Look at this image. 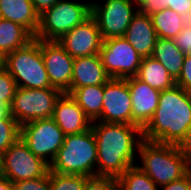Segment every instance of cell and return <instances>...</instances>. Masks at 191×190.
Returning a JSON list of instances; mask_svg holds the SVG:
<instances>
[{
  "instance_id": "cell-3",
  "label": "cell",
  "mask_w": 191,
  "mask_h": 190,
  "mask_svg": "<svg viewBox=\"0 0 191 190\" xmlns=\"http://www.w3.org/2000/svg\"><path fill=\"white\" fill-rule=\"evenodd\" d=\"M138 164L161 187L185 177L191 170V149L143 139L138 149ZM139 160H141L139 162Z\"/></svg>"
},
{
  "instance_id": "cell-26",
  "label": "cell",
  "mask_w": 191,
  "mask_h": 190,
  "mask_svg": "<svg viewBox=\"0 0 191 190\" xmlns=\"http://www.w3.org/2000/svg\"><path fill=\"white\" fill-rule=\"evenodd\" d=\"M138 8L140 12L150 16L165 8H170L181 16L191 11V0H141Z\"/></svg>"
},
{
  "instance_id": "cell-33",
  "label": "cell",
  "mask_w": 191,
  "mask_h": 190,
  "mask_svg": "<svg viewBox=\"0 0 191 190\" xmlns=\"http://www.w3.org/2000/svg\"><path fill=\"white\" fill-rule=\"evenodd\" d=\"M173 40L181 52L185 55L191 54V27L184 26Z\"/></svg>"
},
{
  "instance_id": "cell-2",
  "label": "cell",
  "mask_w": 191,
  "mask_h": 190,
  "mask_svg": "<svg viewBox=\"0 0 191 190\" xmlns=\"http://www.w3.org/2000/svg\"><path fill=\"white\" fill-rule=\"evenodd\" d=\"M142 131L145 140L191 149V93L178 85L161 91L158 107Z\"/></svg>"
},
{
  "instance_id": "cell-4",
  "label": "cell",
  "mask_w": 191,
  "mask_h": 190,
  "mask_svg": "<svg viewBox=\"0 0 191 190\" xmlns=\"http://www.w3.org/2000/svg\"><path fill=\"white\" fill-rule=\"evenodd\" d=\"M97 146L92 129L66 135L50 164V171L60 174L97 176Z\"/></svg>"
},
{
  "instance_id": "cell-38",
  "label": "cell",
  "mask_w": 191,
  "mask_h": 190,
  "mask_svg": "<svg viewBox=\"0 0 191 190\" xmlns=\"http://www.w3.org/2000/svg\"><path fill=\"white\" fill-rule=\"evenodd\" d=\"M9 114V108L4 103H0V117L8 116Z\"/></svg>"
},
{
  "instance_id": "cell-32",
  "label": "cell",
  "mask_w": 191,
  "mask_h": 190,
  "mask_svg": "<svg viewBox=\"0 0 191 190\" xmlns=\"http://www.w3.org/2000/svg\"><path fill=\"white\" fill-rule=\"evenodd\" d=\"M176 85L191 93V54L185 56L182 71L176 80Z\"/></svg>"
},
{
  "instance_id": "cell-24",
  "label": "cell",
  "mask_w": 191,
  "mask_h": 190,
  "mask_svg": "<svg viewBox=\"0 0 191 190\" xmlns=\"http://www.w3.org/2000/svg\"><path fill=\"white\" fill-rule=\"evenodd\" d=\"M151 18L159 38L174 39L184 27L181 16L170 8L153 13Z\"/></svg>"
},
{
  "instance_id": "cell-37",
  "label": "cell",
  "mask_w": 191,
  "mask_h": 190,
  "mask_svg": "<svg viewBox=\"0 0 191 190\" xmlns=\"http://www.w3.org/2000/svg\"><path fill=\"white\" fill-rule=\"evenodd\" d=\"M181 20L184 26L191 27V11L181 15Z\"/></svg>"
},
{
  "instance_id": "cell-34",
  "label": "cell",
  "mask_w": 191,
  "mask_h": 190,
  "mask_svg": "<svg viewBox=\"0 0 191 190\" xmlns=\"http://www.w3.org/2000/svg\"><path fill=\"white\" fill-rule=\"evenodd\" d=\"M159 190H191V171L182 179L159 187Z\"/></svg>"
},
{
  "instance_id": "cell-1",
  "label": "cell",
  "mask_w": 191,
  "mask_h": 190,
  "mask_svg": "<svg viewBox=\"0 0 191 190\" xmlns=\"http://www.w3.org/2000/svg\"><path fill=\"white\" fill-rule=\"evenodd\" d=\"M91 129L97 146V176H121L136 165L138 149L143 140L137 125L93 121Z\"/></svg>"
},
{
  "instance_id": "cell-31",
  "label": "cell",
  "mask_w": 191,
  "mask_h": 190,
  "mask_svg": "<svg viewBox=\"0 0 191 190\" xmlns=\"http://www.w3.org/2000/svg\"><path fill=\"white\" fill-rule=\"evenodd\" d=\"M15 190H50L49 173L46 176L14 182Z\"/></svg>"
},
{
  "instance_id": "cell-13",
  "label": "cell",
  "mask_w": 191,
  "mask_h": 190,
  "mask_svg": "<svg viewBox=\"0 0 191 190\" xmlns=\"http://www.w3.org/2000/svg\"><path fill=\"white\" fill-rule=\"evenodd\" d=\"M40 48L51 86L69 94L74 58L57 41L40 40Z\"/></svg>"
},
{
  "instance_id": "cell-5",
  "label": "cell",
  "mask_w": 191,
  "mask_h": 190,
  "mask_svg": "<svg viewBox=\"0 0 191 190\" xmlns=\"http://www.w3.org/2000/svg\"><path fill=\"white\" fill-rule=\"evenodd\" d=\"M4 68L13 77L17 87L53 88L44 65L39 39L34 38L23 47L7 54Z\"/></svg>"
},
{
  "instance_id": "cell-16",
  "label": "cell",
  "mask_w": 191,
  "mask_h": 190,
  "mask_svg": "<svg viewBox=\"0 0 191 190\" xmlns=\"http://www.w3.org/2000/svg\"><path fill=\"white\" fill-rule=\"evenodd\" d=\"M52 119L65 136L82 133L90 129L92 124L83 109L66 93L57 100Z\"/></svg>"
},
{
  "instance_id": "cell-22",
  "label": "cell",
  "mask_w": 191,
  "mask_h": 190,
  "mask_svg": "<svg viewBox=\"0 0 191 190\" xmlns=\"http://www.w3.org/2000/svg\"><path fill=\"white\" fill-rule=\"evenodd\" d=\"M34 36L23 26L0 18V52L6 56L28 44Z\"/></svg>"
},
{
  "instance_id": "cell-35",
  "label": "cell",
  "mask_w": 191,
  "mask_h": 190,
  "mask_svg": "<svg viewBox=\"0 0 191 190\" xmlns=\"http://www.w3.org/2000/svg\"><path fill=\"white\" fill-rule=\"evenodd\" d=\"M35 12L40 16L59 0H31Z\"/></svg>"
},
{
  "instance_id": "cell-29",
  "label": "cell",
  "mask_w": 191,
  "mask_h": 190,
  "mask_svg": "<svg viewBox=\"0 0 191 190\" xmlns=\"http://www.w3.org/2000/svg\"><path fill=\"white\" fill-rule=\"evenodd\" d=\"M17 85L9 72L3 68L0 70V103H4L10 108Z\"/></svg>"
},
{
  "instance_id": "cell-36",
  "label": "cell",
  "mask_w": 191,
  "mask_h": 190,
  "mask_svg": "<svg viewBox=\"0 0 191 190\" xmlns=\"http://www.w3.org/2000/svg\"><path fill=\"white\" fill-rule=\"evenodd\" d=\"M0 190H15L14 184L6 176L0 173Z\"/></svg>"
},
{
  "instance_id": "cell-25",
  "label": "cell",
  "mask_w": 191,
  "mask_h": 190,
  "mask_svg": "<svg viewBox=\"0 0 191 190\" xmlns=\"http://www.w3.org/2000/svg\"><path fill=\"white\" fill-rule=\"evenodd\" d=\"M118 190H159V187L136 165L117 178Z\"/></svg>"
},
{
  "instance_id": "cell-19",
  "label": "cell",
  "mask_w": 191,
  "mask_h": 190,
  "mask_svg": "<svg viewBox=\"0 0 191 190\" xmlns=\"http://www.w3.org/2000/svg\"><path fill=\"white\" fill-rule=\"evenodd\" d=\"M0 18L25 27L33 36L39 27V15L31 0H0Z\"/></svg>"
},
{
  "instance_id": "cell-18",
  "label": "cell",
  "mask_w": 191,
  "mask_h": 190,
  "mask_svg": "<svg viewBox=\"0 0 191 190\" xmlns=\"http://www.w3.org/2000/svg\"><path fill=\"white\" fill-rule=\"evenodd\" d=\"M109 79L110 76L105 71L100 54L76 57L73 62V75L69 95L76 88L104 85Z\"/></svg>"
},
{
  "instance_id": "cell-7",
  "label": "cell",
  "mask_w": 191,
  "mask_h": 190,
  "mask_svg": "<svg viewBox=\"0 0 191 190\" xmlns=\"http://www.w3.org/2000/svg\"><path fill=\"white\" fill-rule=\"evenodd\" d=\"M62 94L56 88L17 87L9 113L20 126L38 119L52 118L55 104Z\"/></svg>"
},
{
  "instance_id": "cell-21",
  "label": "cell",
  "mask_w": 191,
  "mask_h": 190,
  "mask_svg": "<svg viewBox=\"0 0 191 190\" xmlns=\"http://www.w3.org/2000/svg\"><path fill=\"white\" fill-rule=\"evenodd\" d=\"M136 77L160 92L176 85L167 69L152 57L142 58Z\"/></svg>"
},
{
  "instance_id": "cell-15",
  "label": "cell",
  "mask_w": 191,
  "mask_h": 190,
  "mask_svg": "<svg viewBox=\"0 0 191 190\" xmlns=\"http://www.w3.org/2000/svg\"><path fill=\"white\" fill-rule=\"evenodd\" d=\"M125 79L131 94L132 125H137L143 129L152 119L158 107L160 91L153 89L136 76Z\"/></svg>"
},
{
  "instance_id": "cell-12",
  "label": "cell",
  "mask_w": 191,
  "mask_h": 190,
  "mask_svg": "<svg viewBox=\"0 0 191 190\" xmlns=\"http://www.w3.org/2000/svg\"><path fill=\"white\" fill-rule=\"evenodd\" d=\"M96 121L132 125L131 94L126 79L110 78L104 84L102 113Z\"/></svg>"
},
{
  "instance_id": "cell-40",
  "label": "cell",
  "mask_w": 191,
  "mask_h": 190,
  "mask_svg": "<svg viewBox=\"0 0 191 190\" xmlns=\"http://www.w3.org/2000/svg\"><path fill=\"white\" fill-rule=\"evenodd\" d=\"M1 159H2V154L0 153V169H1Z\"/></svg>"
},
{
  "instance_id": "cell-17",
  "label": "cell",
  "mask_w": 191,
  "mask_h": 190,
  "mask_svg": "<svg viewBox=\"0 0 191 190\" xmlns=\"http://www.w3.org/2000/svg\"><path fill=\"white\" fill-rule=\"evenodd\" d=\"M123 37L142 58L151 57L153 48L158 39L151 16L139 10L133 16Z\"/></svg>"
},
{
  "instance_id": "cell-6",
  "label": "cell",
  "mask_w": 191,
  "mask_h": 190,
  "mask_svg": "<svg viewBox=\"0 0 191 190\" xmlns=\"http://www.w3.org/2000/svg\"><path fill=\"white\" fill-rule=\"evenodd\" d=\"M91 15V2L59 0L39 16V27L34 38L57 41Z\"/></svg>"
},
{
  "instance_id": "cell-23",
  "label": "cell",
  "mask_w": 191,
  "mask_h": 190,
  "mask_svg": "<svg viewBox=\"0 0 191 190\" xmlns=\"http://www.w3.org/2000/svg\"><path fill=\"white\" fill-rule=\"evenodd\" d=\"M70 96L83 109L91 122L96 121L102 113L104 85L76 88Z\"/></svg>"
},
{
  "instance_id": "cell-20",
  "label": "cell",
  "mask_w": 191,
  "mask_h": 190,
  "mask_svg": "<svg viewBox=\"0 0 191 190\" xmlns=\"http://www.w3.org/2000/svg\"><path fill=\"white\" fill-rule=\"evenodd\" d=\"M185 54L175 45L173 39L159 38L153 48L151 57L159 61L176 81L182 71Z\"/></svg>"
},
{
  "instance_id": "cell-28",
  "label": "cell",
  "mask_w": 191,
  "mask_h": 190,
  "mask_svg": "<svg viewBox=\"0 0 191 190\" xmlns=\"http://www.w3.org/2000/svg\"><path fill=\"white\" fill-rule=\"evenodd\" d=\"M19 138V123L10 114L0 117V153L3 154Z\"/></svg>"
},
{
  "instance_id": "cell-14",
  "label": "cell",
  "mask_w": 191,
  "mask_h": 190,
  "mask_svg": "<svg viewBox=\"0 0 191 190\" xmlns=\"http://www.w3.org/2000/svg\"><path fill=\"white\" fill-rule=\"evenodd\" d=\"M57 42L72 58H76L99 54L103 39L97 21L91 15Z\"/></svg>"
},
{
  "instance_id": "cell-11",
  "label": "cell",
  "mask_w": 191,
  "mask_h": 190,
  "mask_svg": "<svg viewBox=\"0 0 191 190\" xmlns=\"http://www.w3.org/2000/svg\"><path fill=\"white\" fill-rule=\"evenodd\" d=\"M99 54L110 78L136 76L142 61V57L123 36L103 40Z\"/></svg>"
},
{
  "instance_id": "cell-30",
  "label": "cell",
  "mask_w": 191,
  "mask_h": 190,
  "mask_svg": "<svg viewBox=\"0 0 191 190\" xmlns=\"http://www.w3.org/2000/svg\"><path fill=\"white\" fill-rule=\"evenodd\" d=\"M83 190H118V181L114 177H90Z\"/></svg>"
},
{
  "instance_id": "cell-9",
  "label": "cell",
  "mask_w": 191,
  "mask_h": 190,
  "mask_svg": "<svg viewBox=\"0 0 191 190\" xmlns=\"http://www.w3.org/2000/svg\"><path fill=\"white\" fill-rule=\"evenodd\" d=\"M50 165L35 156L19 138L2 154L0 173L10 181H25L46 176Z\"/></svg>"
},
{
  "instance_id": "cell-39",
  "label": "cell",
  "mask_w": 191,
  "mask_h": 190,
  "mask_svg": "<svg viewBox=\"0 0 191 190\" xmlns=\"http://www.w3.org/2000/svg\"><path fill=\"white\" fill-rule=\"evenodd\" d=\"M5 56L0 52V70L4 68Z\"/></svg>"
},
{
  "instance_id": "cell-27",
  "label": "cell",
  "mask_w": 191,
  "mask_h": 190,
  "mask_svg": "<svg viewBox=\"0 0 191 190\" xmlns=\"http://www.w3.org/2000/svg\"><path fill=\"white\" fill-rule=\"evenodd\" d=\"M90 177L49 171L50 190H83Z\"/></svg>"
},
{
  "instance_id": "cell-8",
  "label": "cell",
  "mask_w": 191,
  "mask_h": 190,
  "mask_svg": "<svg viewBox=\"0 0 191 190\" xmlns=\"http://www.w3.org/2000/svg\"><path fill=\"white\" fill-rule=\"evenodd\" d=\"M64 133L52 118L30 121L20 126V138L30 151L49 165L64 142Z\"/></svg>"
},
{
  "instance_id": "cell-10",
  "label": "cell",
  "mask_w": 191,
  "mask_h": 190,
  "mask_svg": "<svg viewBox=\"0 0 191 190\" xmlns=\"http://www.w3.org/2000/svg\"><path fill=\"white\" fill-rule=\"evenodd\" d=\"M95 18L103 40L121 37L127 31L133 16L139 10L134 0L91 1Z\"/></svg>"
}]
</instances>
